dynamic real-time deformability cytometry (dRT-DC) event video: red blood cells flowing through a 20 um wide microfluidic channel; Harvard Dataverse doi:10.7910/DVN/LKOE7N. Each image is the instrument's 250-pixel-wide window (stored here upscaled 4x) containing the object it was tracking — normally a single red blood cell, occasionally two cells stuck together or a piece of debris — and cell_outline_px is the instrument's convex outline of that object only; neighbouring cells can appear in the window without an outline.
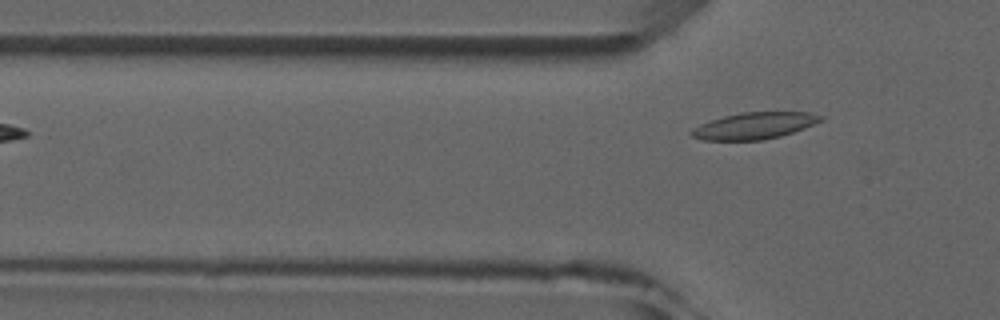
{"species": "common noctule bat (a hibernating species)", "species_latin": "Nyctalus noctula", "temperature_condition": "room temperature", "stored_images_in_passage": 5, "segment_of_instrument_passage": [2, 2], "camera_frame_rate_fps": 3000, "um_per_image_px": 0.085, "animal": {"sex": "male", "forearm_length_mm": 52.5}, "frame": {"image": 1, "passage_image": 5, "time_ms": 4.667, "image_size_px": [1000, 320], "cell_outline_px": [[824, 120], [804, 128], [780, 136], [760, 140], [704, 140], [692, 136], [688, 132], [692, 128], [700, 124], [724, 116], [740, 112], [808, 112], [824, 116]], "centroid_in_image_um": [64.12, 10.68], "position_along_channel_um": 61.7, "area_um2": 20.0}}